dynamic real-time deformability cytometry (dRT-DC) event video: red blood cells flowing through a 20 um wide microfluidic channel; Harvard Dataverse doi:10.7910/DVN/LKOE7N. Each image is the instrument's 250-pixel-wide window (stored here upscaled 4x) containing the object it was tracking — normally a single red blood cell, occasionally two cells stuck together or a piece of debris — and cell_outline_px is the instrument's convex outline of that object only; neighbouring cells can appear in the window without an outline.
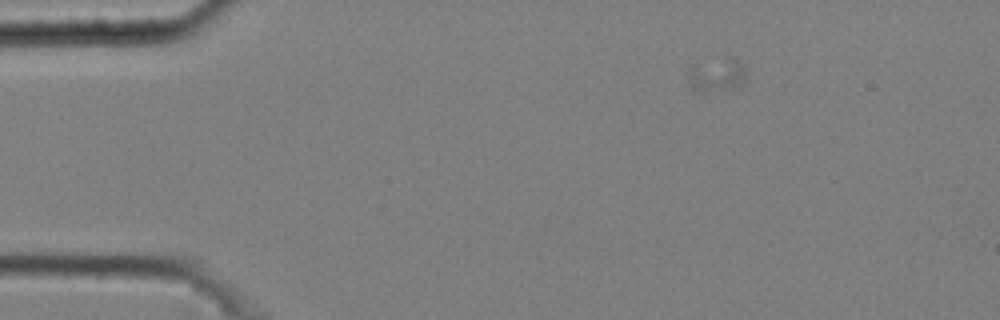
{"species": "common noctule bat (a hibernating species)", "species_latin": "Nyctalus noctula", "temperature_condition": "cold", "stored_images_in_passage": 7, "camera_frame_rate_fps": 3000, "um_per_image_px": 0.085, "animal": {"sex": "male", "body_mass_g": 20.4}, "frame": {"image": 1, "passage_image": 4, "time_ms": 1.0, "image_size_px": [1000, 320], "cell_outline_px": [[744, 80], [740, 84], [704, 92], [692, 92], [688, 80], [688, 68], [692, 64], [732, 60], [740, 64], [744, 68]], "centroid_in_image_um": [60.76, 6.42], "position_along_channel_um": 24.2, "area_um2": 10.4}}